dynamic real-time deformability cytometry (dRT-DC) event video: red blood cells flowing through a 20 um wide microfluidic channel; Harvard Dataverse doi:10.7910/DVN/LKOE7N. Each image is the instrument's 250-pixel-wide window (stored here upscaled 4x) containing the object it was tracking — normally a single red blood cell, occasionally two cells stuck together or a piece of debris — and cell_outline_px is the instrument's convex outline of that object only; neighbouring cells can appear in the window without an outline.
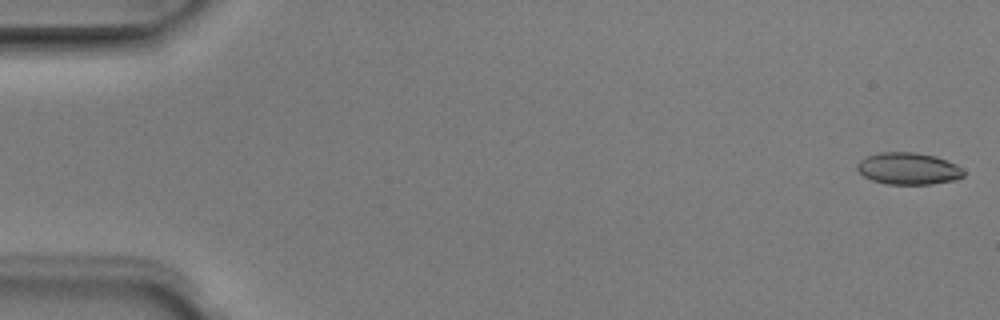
{"species": "Egyptian fruit bat (a non-hibernating species)", "species_latin": "Rousettus aegyptiacus", "temperature_condition": "room temperature", "stored_images_in_passage": 4, "segment_of_instrument_passage": [2, 2], "camera_frame_rate_fps": 3000, "um_per_image_px": 0.085, "animal": {"sex": "male"}, "frame": {"image": 1, "passage_image": 4, "time_ms": 1.0, "image_size_px": [1000, 320], "cell_outline_px": [[964, 176], [956, 180], [932, 184], [884, 184], [872, 180], [864, 176], [856, 168], [856, 164], [860, 160], [868, 156], [880, 152], [916, 152], [936, 156], [948, 160], [956, 164], [964, 172]], "centroid_in_image_um": [77.22, 14.33], "position_along_channel_um": 7.8, "area_um2": 19.94}}